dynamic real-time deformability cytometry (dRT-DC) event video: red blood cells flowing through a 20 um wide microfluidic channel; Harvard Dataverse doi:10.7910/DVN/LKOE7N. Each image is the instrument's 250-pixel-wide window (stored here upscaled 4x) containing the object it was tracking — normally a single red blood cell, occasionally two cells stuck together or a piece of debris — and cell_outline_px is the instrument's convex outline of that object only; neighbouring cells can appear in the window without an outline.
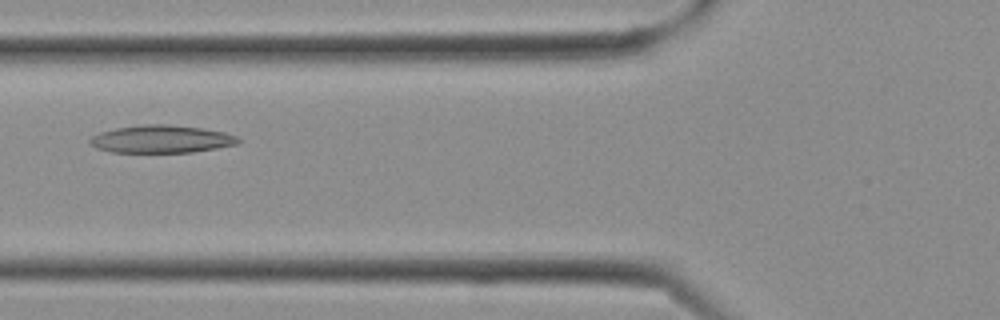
{"species": "Egyptian fruit bat (a non-hibernating species)", "species_latin": "Rousettus aegyptiacus", "temperature_condition": "cold", "stored_images_in_passage": 22, "camera_frame_rate_fps": 3000, "um_per_image_px": 0.085, "frame": {"image": 1, "passage_image": 4, "time_ms": 1.0, "image_size_px": [1000, 320], "cell_outline_px": [[240, 144], [192, 152], [112, 152], [96, 148], [88, 144], [88, 140], [92, 136], [100, 132], [116, 128], [144, 124], [168, 124], [204, 128], [224, 132], [236, 136], [240, 140]], "centroid_in_image_um": [13.71, 11.82], "position_along_channel_um": 112.1, "area_um2": 24.04}}
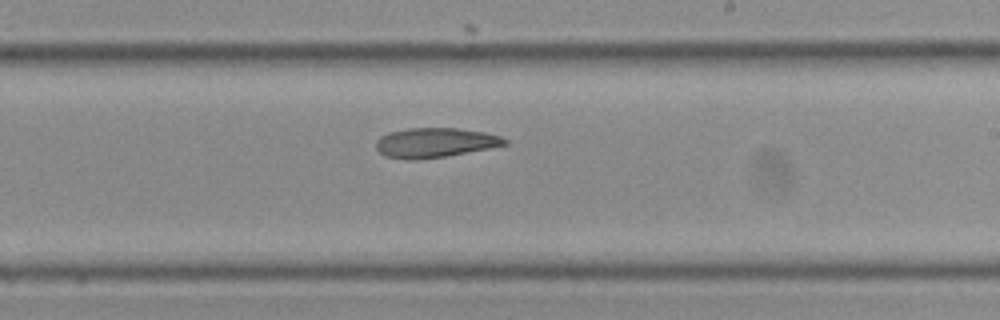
{"frame": {"image": 2, "passage_image": 10, "time_ms": 3.0, "image_size_px": [1000, 320], "cell_outline_px": [[508, 144], [448, 156], [416, 160], [408, 160], [384, 156], [376, 148], [376, 140], [380, 136], [388, 132], [408, 128], [456, 128], [484, 132], [500, 136], [508, 140]], "centroid_in_image_um": [36.94, 12.13], "position_along_channel_um": 252.1, "area_um2": 22.31}}
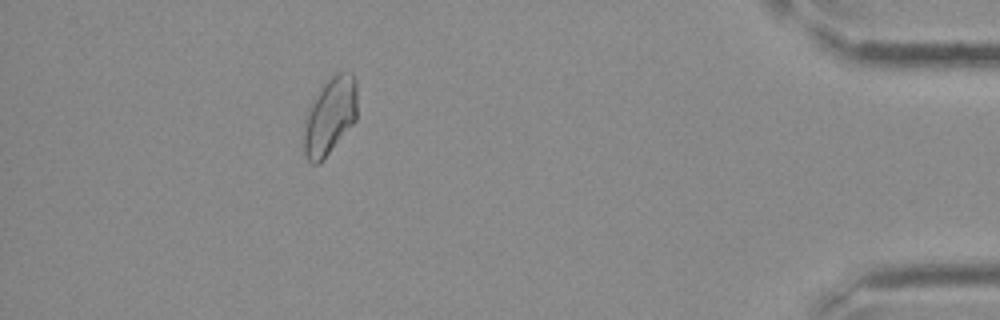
{"frame": {"image": 3, "passage_image": 19, "time_ms": 6.0, "image_size_px": [1000, 320], "cell_outline_px": [[356, 120], [320, 164], [312, 164], [304, 156], [304, 116], [320, 84], [336, 72], [352, 72], [356, 80]], "centroid_in_image_um": [28.01, 9.83], "position_along_channel_um": 407.2, "area_um2": 24.57}}